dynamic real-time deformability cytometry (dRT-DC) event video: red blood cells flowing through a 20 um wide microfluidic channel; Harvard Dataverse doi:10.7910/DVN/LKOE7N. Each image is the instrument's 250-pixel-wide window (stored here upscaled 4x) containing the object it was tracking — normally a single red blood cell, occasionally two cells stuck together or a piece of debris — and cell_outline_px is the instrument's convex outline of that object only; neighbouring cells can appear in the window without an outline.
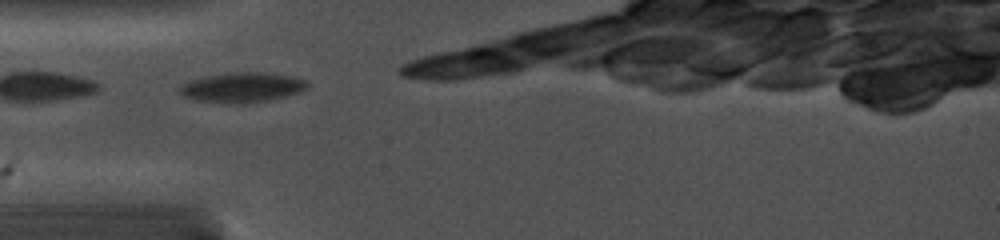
{"species": "common noctule bat (a hibernating species)", "species_latin": "Nyctalus noctula", "temperature_condition": "cold", "stored_images_in_passage": 15, "camera_frame_rate_fps": 5000, "um_per_image_px": 0.085, "animal": {"sex": "female", "body_mass_g": 19.0, "forearm_length_mm": 56.7}, "frame": {"image": 1, "passage_image": 1, "time_ms": 0.0, "image_size_px": [1000, 240], "cell_outline_px": [[308, 84], [300, 92], [268, 100], [196, 100], [184, 96], [176, 88], [180, 84], [192, 80], [208, 76], [228, 72], [256, 72], [296, 76], [308, 80]], "centroid_in_image_um": [20.6, 7.36], "position_along_channel_um": 64.4, "area_um2": 21.1}}